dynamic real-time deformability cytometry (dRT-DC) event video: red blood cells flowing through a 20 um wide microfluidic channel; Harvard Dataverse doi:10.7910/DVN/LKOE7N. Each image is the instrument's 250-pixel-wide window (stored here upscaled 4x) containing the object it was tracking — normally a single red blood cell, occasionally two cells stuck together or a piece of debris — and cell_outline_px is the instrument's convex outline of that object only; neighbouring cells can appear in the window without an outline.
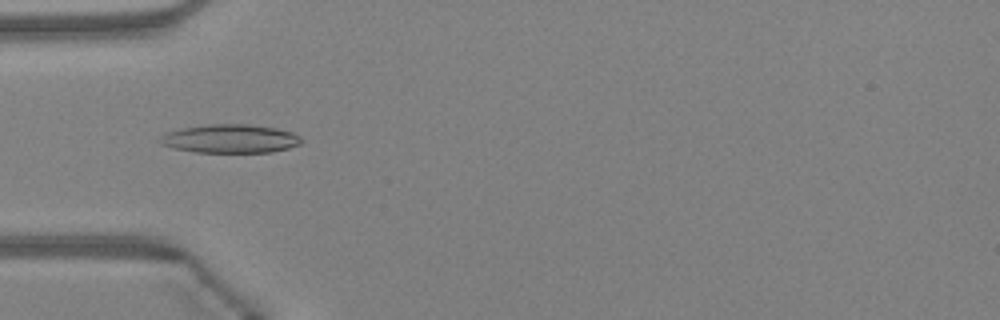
{"species": "Egyptian fruit bat (a non-hibernating species)", "species_latin": "Rousettus aegyptiacus", "temperature_condition": "warm", "stored_images_in_passage": 8, "camera_frame_rate_fps": 3000, "um_per_image_px": 0.085, "animal": {"sex": "female"}, "frame": {"image": 1, "passage_image": 2, "time_ms": 0.333, "image_size_px": [1000, 320], "cell_outline_px": [[304, 140], [300, 144], [288, 148], [272, 152], [196, 152], [172, 148], [160, 144], [156, 140], [168, 132], [180, 128], [204, 124], [248, 124], [276, 128], [292, 132], [300, 136]], "centroid_in_image_um": [19.55, 11.78], "position_along_channel_um": 65.4, "area_um2": 23.76}}